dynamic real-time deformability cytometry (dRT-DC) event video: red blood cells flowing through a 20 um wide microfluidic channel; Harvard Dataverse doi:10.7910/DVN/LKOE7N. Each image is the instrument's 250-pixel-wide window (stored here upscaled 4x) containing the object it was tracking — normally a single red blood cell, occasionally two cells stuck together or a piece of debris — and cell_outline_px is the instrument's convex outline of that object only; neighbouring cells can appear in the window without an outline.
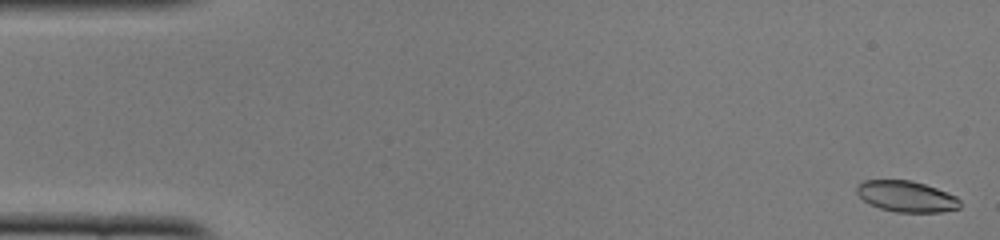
{"species": "common noctule bat (a hibernating species)", "species_latin": "Nyctalus noctula", "temperature_condition": "cold", "stored_images_in_passage": 52, "camera_frame_rate_fps": 3000, "um_per_image_px": 0.085, "animal": {"sex": "female", "body_mass_g": 22.0, "forearm_length_mm": 56.7}, "frame": {"image": 1, "passage_image": 2, "time_ms": 0.333, "image_size_px": [1000, 240], "cell_outline_px": [[960, 208], [940, 212], [896, 212], [880, 208], [864, 200], [856, 192], [856, 188], [864, 180], [912, 180], [936, 188], [956, 196], [960, 200]], "centroid_in_image_um": [77.07, 16.69], "position_along_channel_um": 7.9, "area_um2": 18.5}}
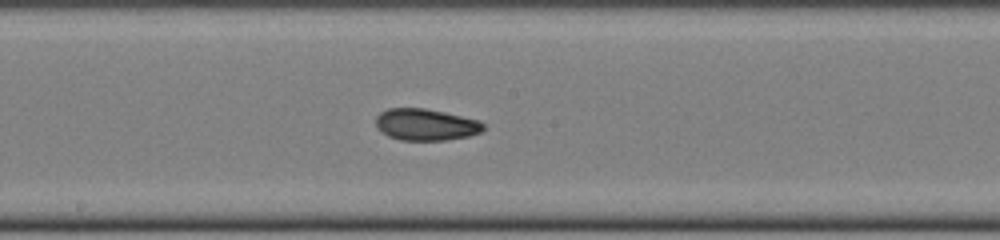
{"frame": {"image": 2, "passage_image": 28, "time_ms": 9.0, "image_size_px": [1000, 240], "cell_outline_px": [[484, 128], [480, 132], [468, 136], [444, 140], [400, 140], [388, 136], [380, 132], [376, 128], [376, 116], [380, 112], [388, 108], [424, 108], [444, 112], [480, 120], [484, 124]], "centroid_in_image_um": [36.16, 10.59], "position_along_channel_um": 212.0, "area_um2": 19.94}}
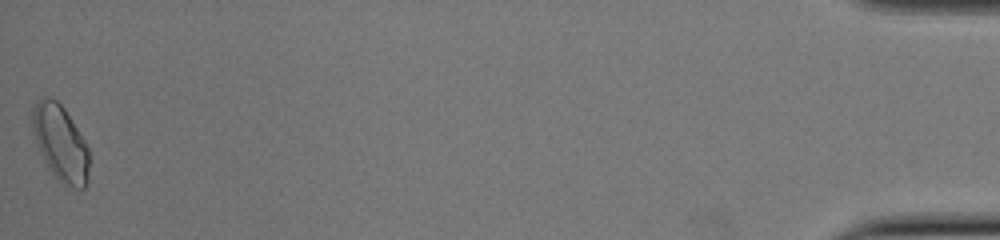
{"frame": {"image": 3, "passage_image": 52, "time_ms": 17.0, "image_size_px": [1000, 240], "cell_outline_px": [[88, 180], [84, 188], [72, 188], [60, 180], [48, 168], [36, 144], [32, 124], [32, 108], [40, 96], [48, 96], [56, 100], [64, 108], [84, 140], [88, 148]], "centroid_in_image_um": [5.12, 12.12], "position_along_channel_um": 430.1, "area_um2": 24.85}, "authors_computed_cell_mechanics": {"area_um2": 20.0277, "velocity_mm_per_s": 3.9241, "shape_relaxation_time_tau1_ms": 6.8473, "shape_relaxation_time_tau2_ms": 2.7481, "deformation_change_tau1": 0.1433, "deformation_change_tau2": 0.0717}}